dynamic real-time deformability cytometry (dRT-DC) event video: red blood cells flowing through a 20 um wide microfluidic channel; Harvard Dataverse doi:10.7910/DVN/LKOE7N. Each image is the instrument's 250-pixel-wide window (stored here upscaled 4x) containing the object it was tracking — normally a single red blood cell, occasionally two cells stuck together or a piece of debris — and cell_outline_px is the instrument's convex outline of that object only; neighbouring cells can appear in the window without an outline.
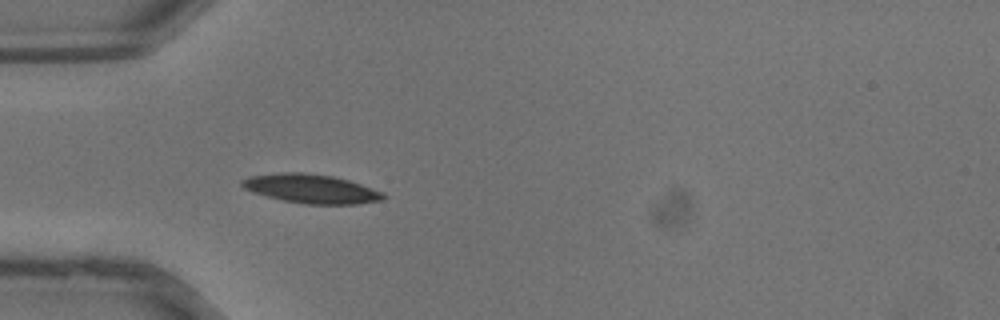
{"species": "common noctule bat (a hibernating species)", "species_latin": "Nyctalus noctula", "temperature_condition": "warm", "stored_images_in_passage": 27, "camera_frame_rate_fps": 3000, "um_per_image_px": 0.085, "animal": {"sex": "male", "body_mass_g": 13.3}, "frame": {"image": 1, "passage_image": 1, "time_ms": 0.0, "image_size_px": [1000, 320], "cell_outline_px": [[388, 196], [384, 200], [356, 204], [304, 204], [284, 200], [252, 192], [244, 188], [240, 184], [240, 180], [248, 176], [280, 172], [304, 172], [332, 176], [348, 180], [384, 192]], "centroid_in_image_um": [26.46, 16.04], "position_along_channel_um": 58.5, "area_um2": 23.99}}
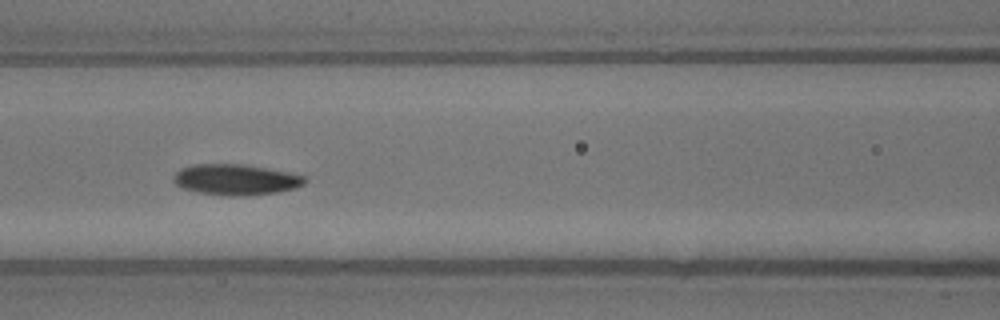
{"frame": {"image": 2, "passage_image": 6, "time_ms": 1.667, "image_size_px": [1000, 320], "cell_outline_px": [[308, 180], [304, 184], [296, 188], [276, 192], [244, 196], [228, 196], [196, 192], [184, 188], [176, 184], [172, 180], [176, 172], [180, 168], [192, 164], [244, 164], [288, 172], [304, 176]], "centroid_in_image_um": [20.03, 15.26], "position_along_channel_um": 146.6, "area_um2": 23.64}}
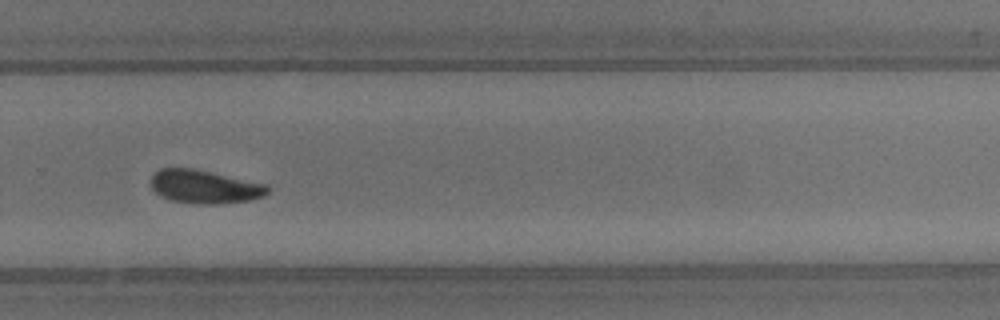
{"frame": {"image": 3, "passage_image": 15, "time_ms": 4.667, "image_size_px": [1000, 320], "cell_outline_px": [[268, 192], [264, 196], [248, 200], [208, 204], [200, 204], [172, 200], [160, 196], [152, 188], [152, 176], [160, 168], [196, 168], [268, 184]], "centroid_in_image_um": [17.4, 15.85], "position_along_channel_um": 312.4, "area_um2": 22.6}}